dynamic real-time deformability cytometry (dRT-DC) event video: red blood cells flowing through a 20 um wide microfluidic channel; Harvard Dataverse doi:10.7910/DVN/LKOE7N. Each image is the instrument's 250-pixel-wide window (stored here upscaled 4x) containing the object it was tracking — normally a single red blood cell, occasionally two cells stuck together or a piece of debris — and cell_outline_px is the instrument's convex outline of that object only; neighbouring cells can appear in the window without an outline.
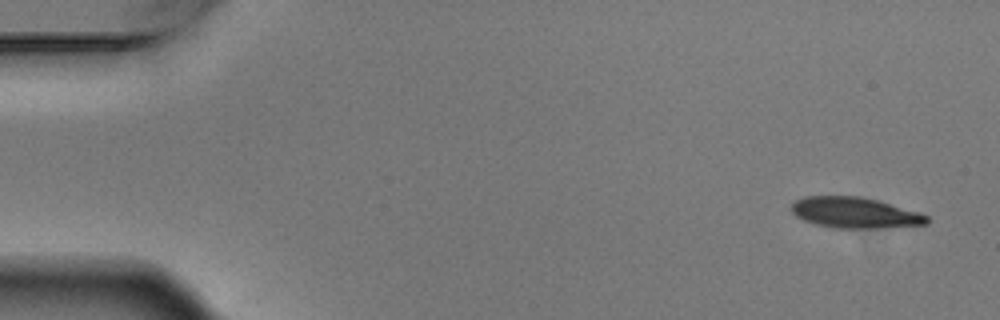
{"species": "Egyptian fruit bat (a non-hibernating species)", "species_latin": "Rousettus aegyptiacus", "temperature_condition": "warm", "stored_images_in_passage": 5, "camera_frame_rate_fps": 3000, "um_per_image_px": 0.085, "animal": {"sex": "male"}, "frame": {"image": 1, "passage_image": 1, "time_ms": 0.0, "image_size_px": [1000, 320], "cell_outline_px": [[928, 224], [872, 228], [836, 228], [816, 224], [804, 220], [796, 216], [788, 208], [796, 200], [804, 196], [860, 196], [876, 200], [920, 212], [928, 216]], "centroid_in_image_um": [72.63, 18.07], "position_along_channel_um": 12.4, "area_um2": 24.22}}